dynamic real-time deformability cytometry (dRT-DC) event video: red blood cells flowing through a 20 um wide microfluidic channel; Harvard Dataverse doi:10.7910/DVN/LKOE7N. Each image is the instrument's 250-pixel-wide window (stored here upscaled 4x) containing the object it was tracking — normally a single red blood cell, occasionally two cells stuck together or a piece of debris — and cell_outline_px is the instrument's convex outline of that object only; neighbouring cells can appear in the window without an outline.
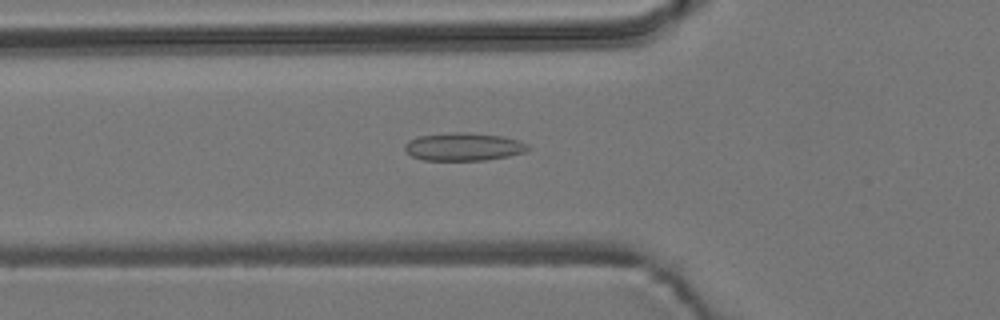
{"species": "common noctule bat (a hibernating species)", "species_latin": "Nyctalus noctula", "temperature_condition": "room temperature", "stored_images_in_passage": 55, "camera_frame_rate_fps": 3000, "um_per_image_px": 0.085, "animal": {"sex": "male", "body_mass_g": 19.2, "forearm_length_mm": 51.8}, "frame": {"image": 1, "passage_image": 19, "time_ms": 6.0, "image_size_px": [1000, 320], "cell_outline_px": [[532, 148], [524, 152], [508, 156], [484, 160], [424, 160], [412, 156], [404, 148], [404, 144], [408, 140], [420, 136], [452, 132], [468, 132], [504, 136], [520, 140], [528, 144]], "centroid_in_image_um": [39.44, 12.46], "position_along_channel_um": 86.4, "area_um2": 20.17}}
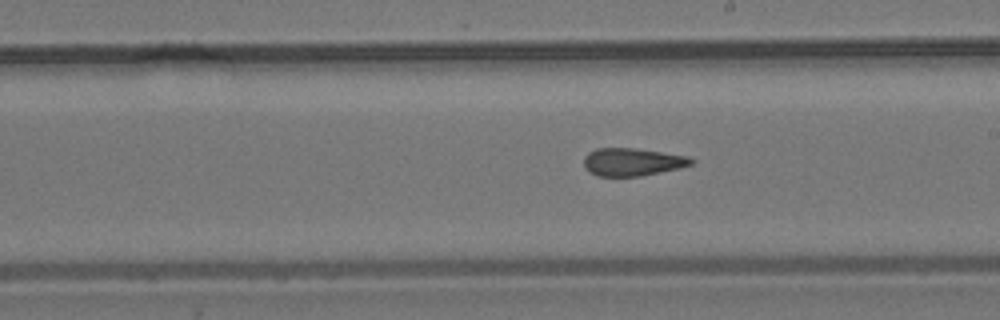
{"frame": {"image": 2, "passage_image": 31, "time_ms": 10.0, "image_size_px": [1000, 320], "cell_outline_px": [[696, 160], [692, 164], [680, 168], [640, 176], [596, 176], [588, 172], [584, 168], [584, 156], [588, 152], [596, 148], [636, 148], [688, 156]], "centroid_in_image_um": [53.73, 13.76], "position_along_channel_um": 235.3, "area_um2": 17.57}}
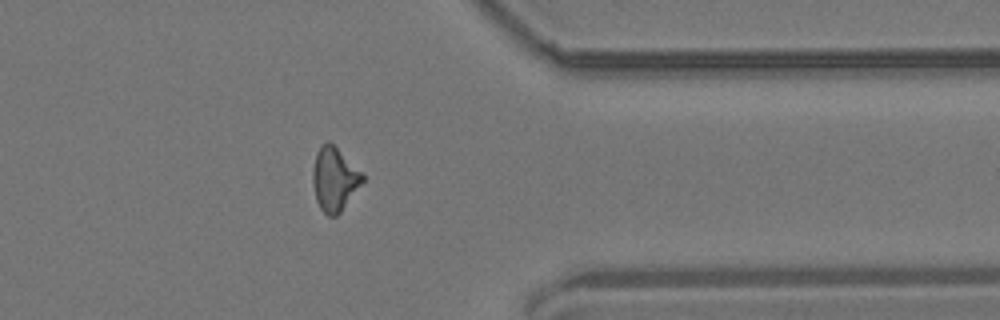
{"frame": {"image": 3, "passage_image": 44, "time_ms": 14.333, "image_size_px": [1000, 320], "cell_outline_px": [[364, 180], [340, 212], [336, 216], [328, 216], [320, 208], [316, 200], [312, 180], [312, 168], [316, 152], [320, 144], [328, 140], [364, 176]], "centroid_in_image_um": [28.37, 15.23], "position_along_channel_um": 383.0, "area_um2": 18.09}, "authors_computed_cell_mechanics": {"area_um2": 18.2648, "velocity_mm_per_s": 3.7079, "shape_relaxation_time_tau1_ms": null, "shape_relaxation_time_tau2_ms": 1.9475, "deformation_change_tau1": null, "deformation_change_tau2": 0.1093}}